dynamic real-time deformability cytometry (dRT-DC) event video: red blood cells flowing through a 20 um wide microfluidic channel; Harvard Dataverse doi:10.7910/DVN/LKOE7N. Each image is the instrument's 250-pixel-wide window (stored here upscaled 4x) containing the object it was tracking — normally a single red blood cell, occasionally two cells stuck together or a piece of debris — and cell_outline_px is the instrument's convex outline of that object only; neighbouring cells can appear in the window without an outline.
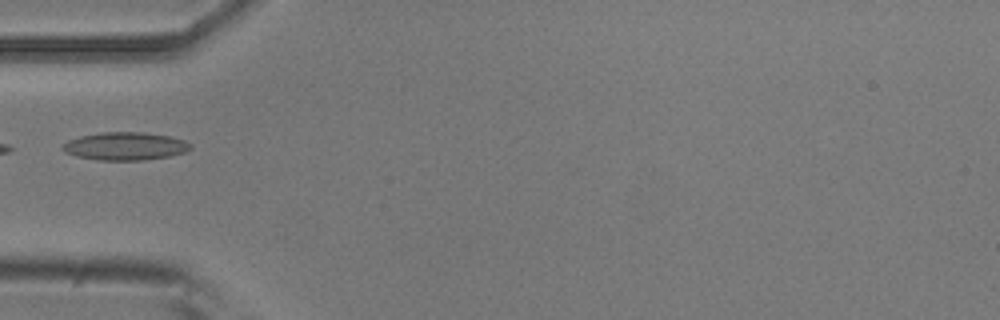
{"species": "common noctule bat (a hibernating species)", "species_latin": "Nyctalus noctula", "temperature_condition": "room temperature", "stored_images_in_passage": 10, "camera_frame_rate_fps": 3000, "um_per_image_px": 0.085, "animal": {"sex": "male", "body_mass_g": 20.5, "forearm_length_mm": 52.5}, "frame": {"image": 1, "passage_image": 1, "time_ms": 0.0, "image_size_px": [1000, 320], "cell_outline_px": [[192, 148], [184, 152], [168, 156], [144, 160], [100, 160], [76, 156], [64, 152], [60, 148], [68, 140], [80, 136], [100, 132], [140, 132], [168, 136], [184, 140], [192, 144]], "centroid_in_image_um": [10.62, 12.42], "position_along_channel_um": 74.4, "area_um2": 20.75}}